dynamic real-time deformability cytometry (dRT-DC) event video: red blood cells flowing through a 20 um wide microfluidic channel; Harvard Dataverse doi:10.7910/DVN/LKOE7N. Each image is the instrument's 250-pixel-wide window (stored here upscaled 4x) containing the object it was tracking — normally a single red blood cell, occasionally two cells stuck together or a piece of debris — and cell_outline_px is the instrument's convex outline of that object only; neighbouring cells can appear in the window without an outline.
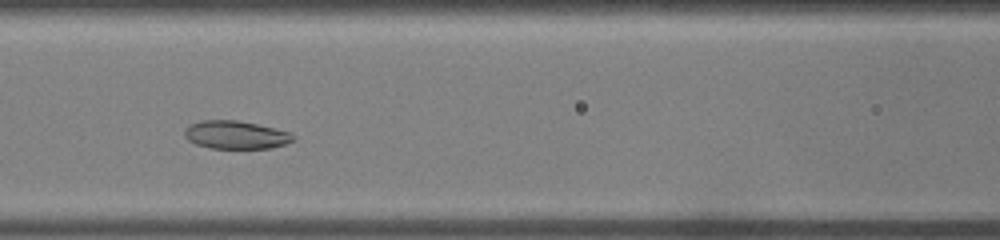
{"species": "common noctule bat (a hibernating species)", "species_latin": "Nyctalus noctula", "temperature_condition": "warm", "stored_images_in_passage": 32, "camera_frame_rate_fps": 3000, "um_per_image_px": 0.085, "animal": {"sex": "male", "body_mass_g": 19.0, "forearm_length_mm": 50.8}, "frame": {"image": 1, "passage_image": 11, "time_ms": 3.333, "image_size_px": [1000, 240], "cell_outline_px": [[296, 140], [272, 148], [212, 148], [196, 144], [188, 140], [184, 136], [184, 128], [200, 120], [236, 120], [256, 124], [288, 132], [296, 136]], "centroid_in_image_um": [20.03, 11.46], "position_along_channel_um": 146.6, "area_um2": 17.69}}
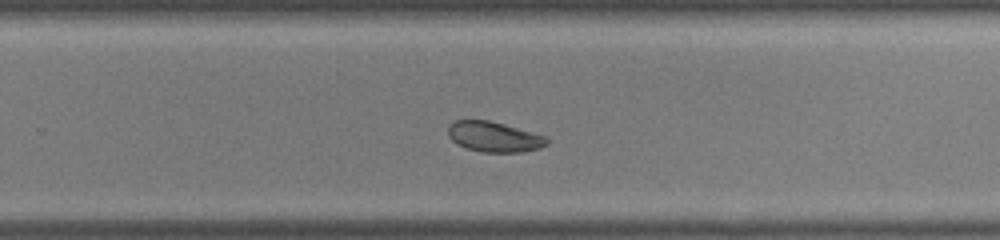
{"frame": {"image": 2, "passage_image": 19, "time_ms": 6.0, "image_size_px": [1000, 240], "cell_outline_px": [[548, 144], [540, 148], [524, 152], [484, 152], [468, 148], [456, 144], [448, 136], [448, 124], [456, 120], [488, 120], [504, 124], [548, 136]], "centroid_in_image_um": [42.01, 11.62], "position_along_channel_um": 287.8, "area_um2": 17.57}}
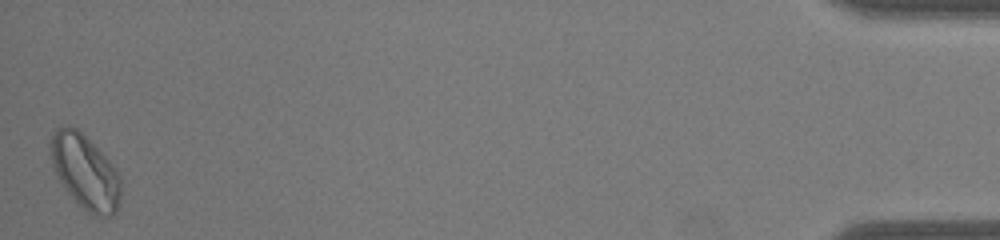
{"frame": {"image": 3, "passage_image": 32, "time_ms": 10.333, "image_size_px": [1000, 240], "cell_outline_px": [[120, 200], [116, 212], [112, 216], [96, 216], [88, 212], [68, 192], [60, 180], [52, 164], [48, 144], [56, 128], [76, 128], [108, 160], [120, 176]], "centroid_in_image_um": [7.24, 14.63], "position_along_channel_um": 428.0, "area_um2": 29.59}}